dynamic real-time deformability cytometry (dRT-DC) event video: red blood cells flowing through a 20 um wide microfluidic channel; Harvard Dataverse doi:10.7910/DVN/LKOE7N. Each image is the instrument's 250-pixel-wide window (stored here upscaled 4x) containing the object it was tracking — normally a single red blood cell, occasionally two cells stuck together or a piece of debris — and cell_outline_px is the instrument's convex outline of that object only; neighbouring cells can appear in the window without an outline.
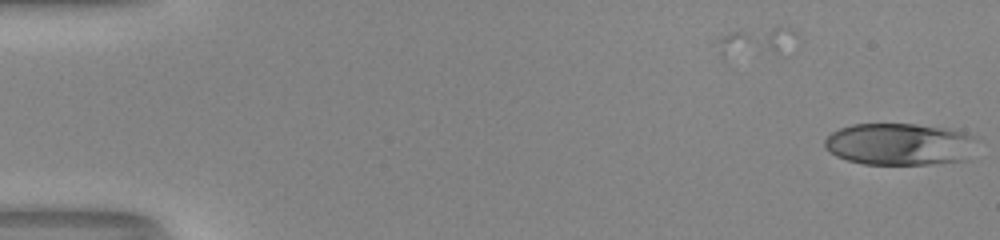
{"species": "human", "species_latin": "Homo sapiens", "temperature_condition": "room temperature", "stored_images_in_passage": 5, "camera_frame_rate_fps": 3000, "um_per_image_px": 0.085, "donor": {"sex": "male"}, "frame": {"image": 1, "passage_image": 5, "time_ms": 1.333, "image_size_px": [1000, 240], "cell_outline_px": [[980, 136], [968, 160], [928, 164], [864, 164], [848, 160], [836, 156], [828, 152], [824, 148], [824, 140], [832, 132], [840, 128], [852, 124], [916, 124], [948, 128]], "centroid_in_image_um": [76.51, 12.25], "position_along_channel_um": 8.5, "area_um2": 37.86}}